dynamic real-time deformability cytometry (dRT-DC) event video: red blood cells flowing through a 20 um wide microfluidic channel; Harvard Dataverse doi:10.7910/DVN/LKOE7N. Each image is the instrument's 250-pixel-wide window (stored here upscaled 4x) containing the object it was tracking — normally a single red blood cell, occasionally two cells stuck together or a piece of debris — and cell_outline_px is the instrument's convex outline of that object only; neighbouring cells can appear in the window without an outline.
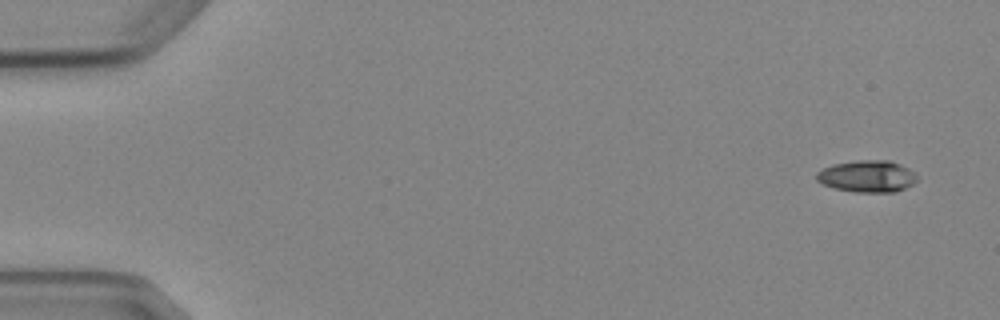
{"species": "Egyptian fruit bat (a non-hibernating species)", "species_latin": "Rousettus aegyptiacus", "temperature_condition": "cold", "stored_images_in_passage": 5, "camera_frame_rate_fps": 3000, "um_per_image_px": 0.085, "animal": {"sex": "female"}, "frame": {"image": 1, "passage_image": 1, "time_ms": 0.0, "image_size_px": [1000, 320], "cell_outline_px": [[916, 180], [912, 184], [896, 192], [856, 192], [832, 188], [816, 180], [816, 172], [832, 164], [860, 160], [888, 160], [900, 164], [916, 172]], "centroid_in_image_um": [73.71, 14.98], "position_along_channel_um": 11.3, "area_um2": 18.67}}
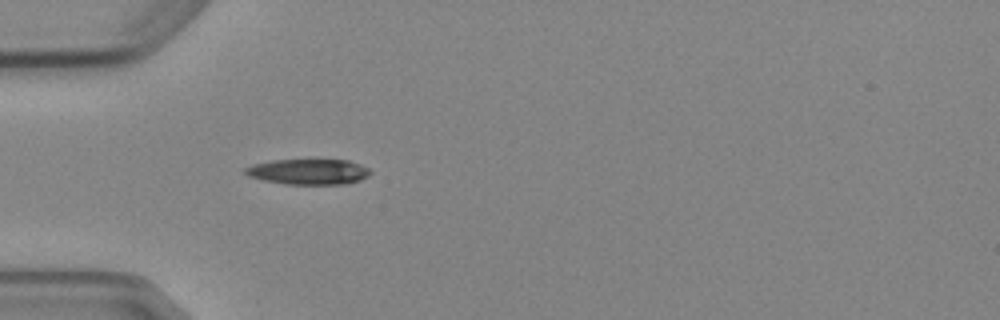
{"frame": {"image": 2, "passage_image": 5, "time_ms": 4.667, "image_size_px": [1000, 320], "cell_outline_px": [[372, 172], [368, 176], [360, 180], [348, 184], [288, 184], [264, 180], [248, 176], [244, 172], [244, 168], [252, 164], [272, 160], [348, 160], [360, 164], [368, 168]], "centroid_in_image_um": [26.23, 14.59], "position_along_channel_um": 58.8, "area_um2": 18.61}}